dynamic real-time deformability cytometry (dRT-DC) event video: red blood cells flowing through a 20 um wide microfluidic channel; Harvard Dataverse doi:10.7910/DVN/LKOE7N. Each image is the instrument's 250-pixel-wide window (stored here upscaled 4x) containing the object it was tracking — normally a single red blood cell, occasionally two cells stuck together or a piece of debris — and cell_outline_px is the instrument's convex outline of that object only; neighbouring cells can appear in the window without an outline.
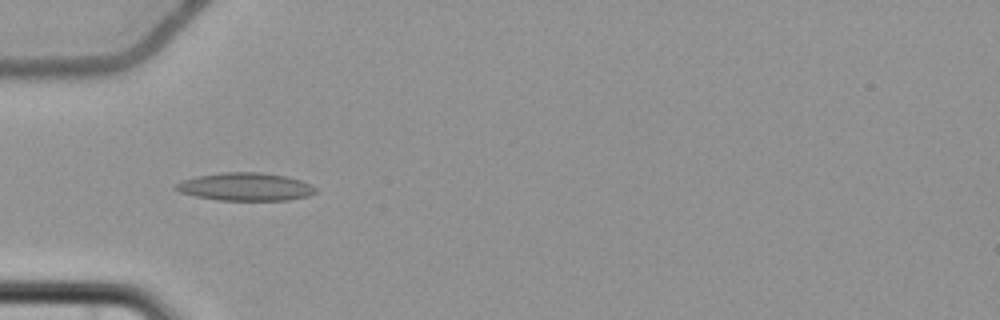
{"species": "common noctule bat (a hibernating species)", "species_latin": "Nyctalus noctula", "temperature_condition": "cold", "stored_images_in_passage": 6, "camera_frame_rate_fps": 3000, "um_per_image_px": 0.085, "animal": {"sex": "female", "body_mass_g": 22.7, "forearm_length_mm": 54.2}, "frame": {"image": 1, "passage_image": 6, "time_ms": 6.333, "image_size_px": [1000, 320], "cell_outline_px": [[316, 192], [308, 196], [288, 200], [220, 200], [196, 196], [180, 192], [172, 188], [176, 184], [184, 180], [196, 176], [220, 172], [260, 172], [288, 176], [300, 180], [316, 188]], "centroid_in_image_um": [20.85, 15.87], "position_along_channel_um": 64.1, "area_um2": 22.72}}